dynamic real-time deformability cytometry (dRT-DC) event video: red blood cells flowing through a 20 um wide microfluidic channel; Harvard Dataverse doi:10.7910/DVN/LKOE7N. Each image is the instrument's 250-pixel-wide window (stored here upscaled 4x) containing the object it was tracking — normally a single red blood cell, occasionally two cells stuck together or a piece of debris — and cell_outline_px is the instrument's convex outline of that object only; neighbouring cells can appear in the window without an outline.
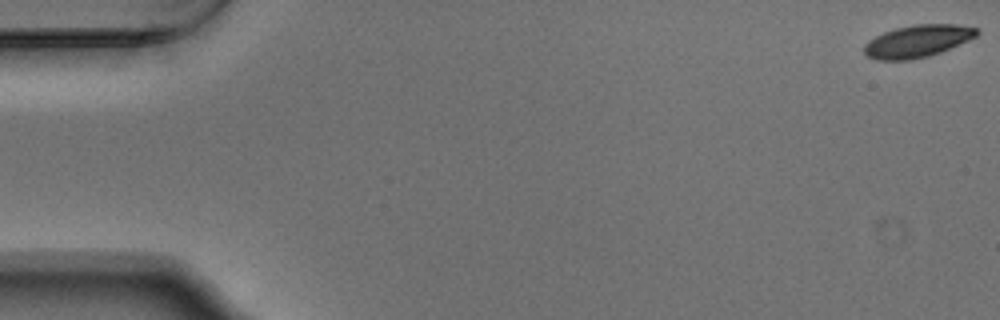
{"species": "Egyptian fruit bat (a non-hibernating species)", "species_latin": "Rousettus aegyptiacus", "temperature_condition": "warm", "stored_images_in_passage": 54, "camera_frame_rate_fps": 3000, "um_per_image_px": 0.085, "animal": {"sex": "male"}, "frame": {"image": 1, "passage_image": 1, "time_ms": 0.0, "image_size_px": [1000, 320], "cell_outline_px": [[980, 32], [976, 36], [968, 40], [940, 52], [928, 56], [912, 60], [876, 60], [868, 56], [864, 52], [864, 44], [868, 40], [884, 32], [896, 28], [916, 24], [956, 24], [980, 28]], "centroid_in_image_um": [77.99, 3.49], "position_along_channel_um": 7.0, "area_um2": 21.21}}
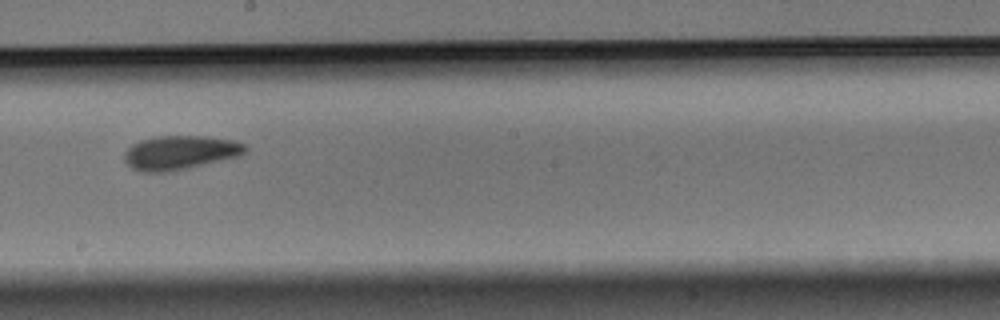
{"frame": {"image": 2, "passage_image": 31, "time_ms": 10.0, "image_size_px": [1000, 320], "cell_outline_px": [[248, 148], [240, 156], [184, 168], [164, 172], [144, 172], [132, 168], [124, 160], [124, 152], [132, 144], [140, 140], [160, 136], [204, 136], [232, 140], [244, 144]], "centroid_in_image_um": [15.28, 12.96], "position_along_channel_um": 232.9, "area_um2": 23.58}}
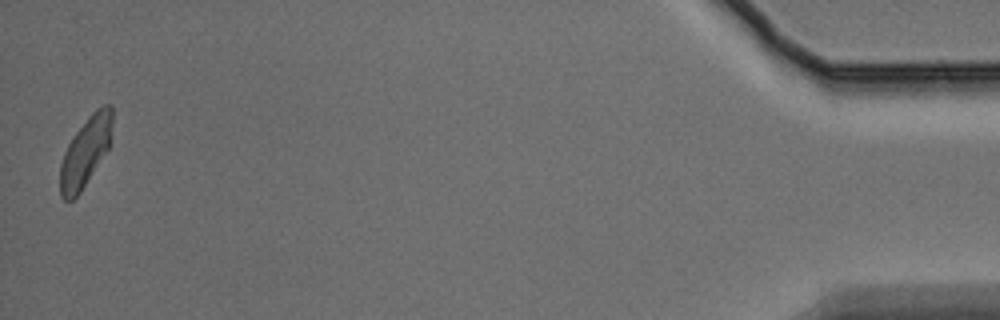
{"frame": {"image": 3, "passage_image": 54, "time_ms": 17.667, "image_size_px": [1000, 320], "cell_outline_px": [[112, 124], [108, 148], [80, 192], [72, 200], [64, 200], [60, 196], [60, 164], [64, 152], [72, 136], [88, 116], [96, 108], [104, 104], [112, 104]], "centroid_in_image_um": [7.24, 12.87], "position_along_channel_um": 428.0, "area_um2": 20.87}, "authors_computed_cell_mechanics": {"area_um2": 22.3975, "velocity_mm_per_s": 3.7358, "shape_relaxation_time_tau1_ms": 3.8578, "shape_relaxation_time_tau2_ms": 2.7615, "deformation_change_tau1": 0.1261, "deformation_change_tau2": 0.0849}}